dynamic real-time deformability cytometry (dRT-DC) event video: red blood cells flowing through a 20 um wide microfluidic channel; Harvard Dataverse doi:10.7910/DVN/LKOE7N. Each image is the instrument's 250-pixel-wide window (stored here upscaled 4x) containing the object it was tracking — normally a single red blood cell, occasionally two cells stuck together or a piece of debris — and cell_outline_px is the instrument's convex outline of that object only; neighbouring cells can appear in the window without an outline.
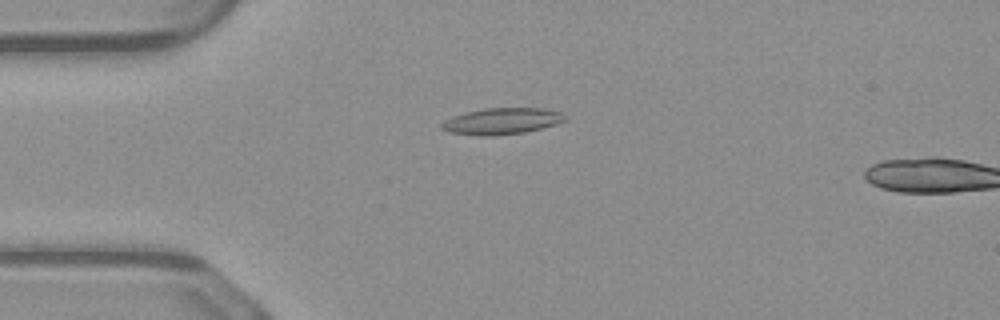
{"species": "common noctule bat (a hibernating species)", "species_latin": "Nyctalus noctula", "temperature_condition": "warm", "stored_images_in_passage": 15, "camera_frame_rate_fps": 3000, "um_per_image_px": 0.085, "animal": {"sex": "male", "body_mass_g": 23.1, "forearm_length_mm": 52.7}, "frame": {"image": 1, "passage_image": 13, "time_ms": 4.0, "image_size_px": [1000, 320], "cell_outline_px": [[568, 120], [556, 124], [524, 132], [492, 136], [480, 136], [448, 132], [440, 128], [440, 124], [444, 120], [452, 116], [464, 112], [484, 108], [540, 108], [560, 112]], "centroid_in_image_um": [42.59, 10.3], "position_along_channel_um": 42.4, "area_um2": 19.02}}